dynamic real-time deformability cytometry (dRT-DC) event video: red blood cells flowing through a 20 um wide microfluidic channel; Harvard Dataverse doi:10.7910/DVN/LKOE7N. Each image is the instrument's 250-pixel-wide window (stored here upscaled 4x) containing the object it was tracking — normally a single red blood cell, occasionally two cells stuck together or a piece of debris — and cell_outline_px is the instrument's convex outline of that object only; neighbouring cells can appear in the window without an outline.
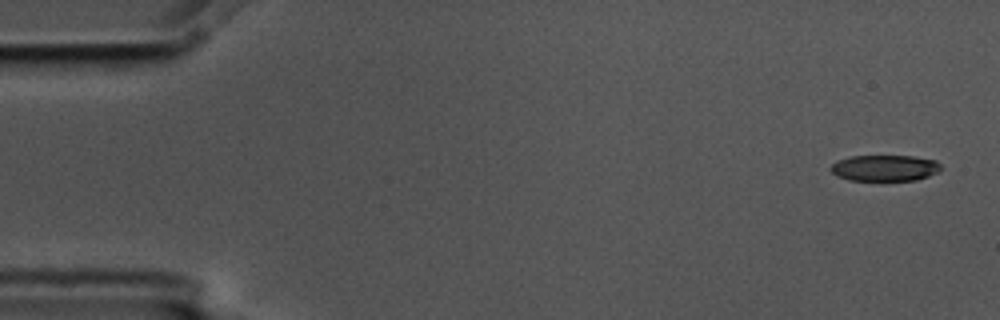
{"species": "common noctule bat (a hibernating species)", "species_latin": "Nyctalus noctula", "temperature_condition": "cold", "stored_images_in_passage": 5, "camera_frame_rate_fps": 3000, "um_per_image_px": 0.085, "animal": {"sex": "male", "body_mass_g": 17.5, "forearm_length_mm": 52.3}, "frame": {"image": 1, "passage_image": 1, "time_ms": 0.0, "image_size_px": [1000, 320], "cell_outline_px": [[940, 172], [916, 180], [848, 180], [836, 176], [828, 168], [836, 160], [848, 156], [912, 156], [936, 160], [940, 164]], "centroid_in_image_um": [75.17, 14.27], "position_along_channel_um": 9.8, "area_um2": 16.94}}
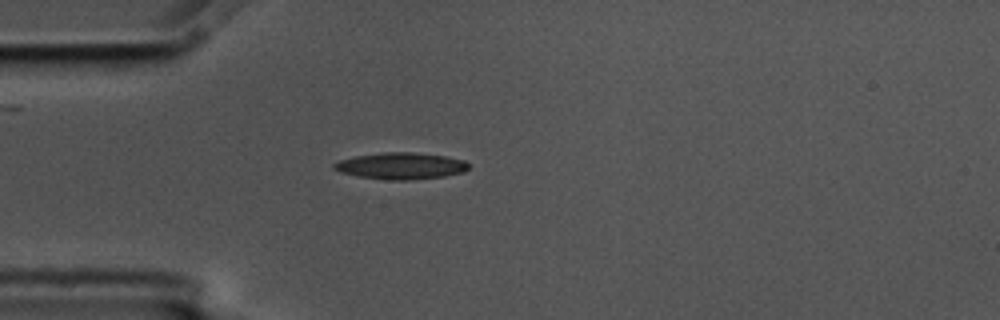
{"frame": {"image": 2, "passage_image": 4, "time_ms": 1.0, "image_size_px": [1000, 320], "cell_outline_px": [[468, 168], [464, 172], [444, 176], [408, 180], [392, 180], [360, 176], [340, 172], [332, 168], [332, 164], [340, 160], [356, 156], [384, 152], [412, 152], [444, 156], [464, 160], [468, 164]], "centroid_in_image_um": [34.07, 14.1], "position_along_channel_um": 50.9, "area_um2": 20.63}}